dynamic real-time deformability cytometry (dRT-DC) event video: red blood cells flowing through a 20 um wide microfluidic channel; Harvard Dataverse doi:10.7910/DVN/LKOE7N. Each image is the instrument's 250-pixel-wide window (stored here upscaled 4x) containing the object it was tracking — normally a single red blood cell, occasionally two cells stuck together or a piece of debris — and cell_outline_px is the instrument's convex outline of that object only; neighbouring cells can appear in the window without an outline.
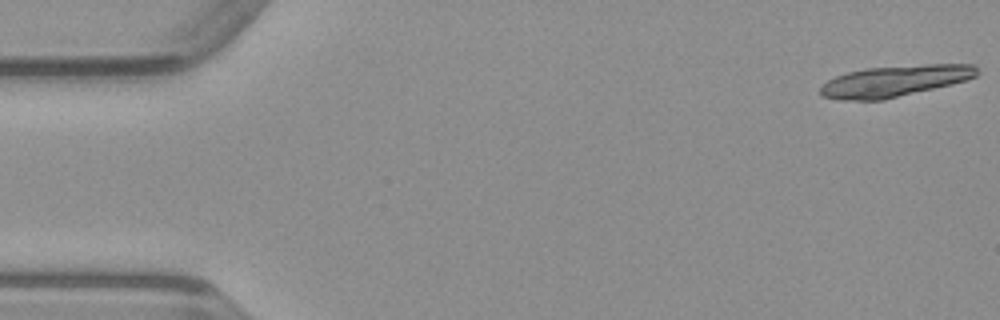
{"species": "common noctule bat (a hibernating species)", "species_latin": "Nyctalus noctula", "temperature_condition": "warm", "stored_images_in_passage": 16, "camera_frame_rate_fps": 3000, "um_per_image_px": 0.085, "animal": {"sex": "male", "body_mass_g": 23.1, "forearm_length_mm": 52.7}, "frame": {"image": 1, "passage_image": 1, "time_ms": 0.0, "image_size_px": [1000, 320], "cell_outline_px": [[980, 72], [976, 76], [968, 80], [952, 84], [884, 100], [840, 100], [820, 96], [820, 88], [828, 80], [836, 76], [848, 72], [868, 68], [924, 64], [972, 64]], "centroid_in_image_um": [76.07, 6.89], "position_along_channel_um": 8.9, "area_um2": 28.55}}